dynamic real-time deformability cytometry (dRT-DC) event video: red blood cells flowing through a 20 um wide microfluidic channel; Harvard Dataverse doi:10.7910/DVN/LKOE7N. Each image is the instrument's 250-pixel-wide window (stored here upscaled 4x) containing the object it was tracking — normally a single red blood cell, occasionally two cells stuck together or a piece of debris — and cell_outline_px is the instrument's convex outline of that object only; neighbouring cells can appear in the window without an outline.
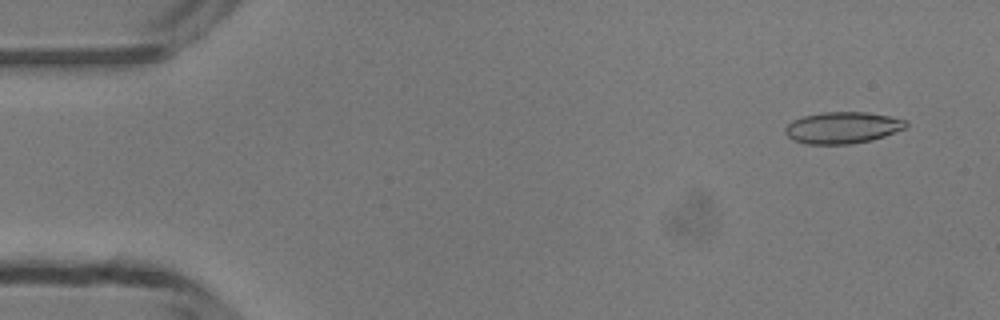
{"species": "common noctule bat (a hibernating species)", "species_latin": "Nyctalus noctula", "temperature_condition": "room temperature", "stored_images_in_passage": 19, "camera_frame_rate_fps": 3000, "um_per_image_px": 0.085, "animal": {"sex": "male", "body_mass_g": 13.3}, "frame": {"image": 1, "passage_image": 3, "time_ms": 0.667, "image_size_px": [1000, 320], "cell_outline_px": [[908, 124], [904, 128], [884, 136], [872, 140], [848, 144], [808, 144], [792, 140], [784, 132], [784, 128], [792, 120], [804, 116], [820, 112], [868, 112], [888, 116], [904, 120]], "centroid_in_image_um": [71.57, 10.85], "position_along_channel_um": 13.4, "area_um2": 22.14}}
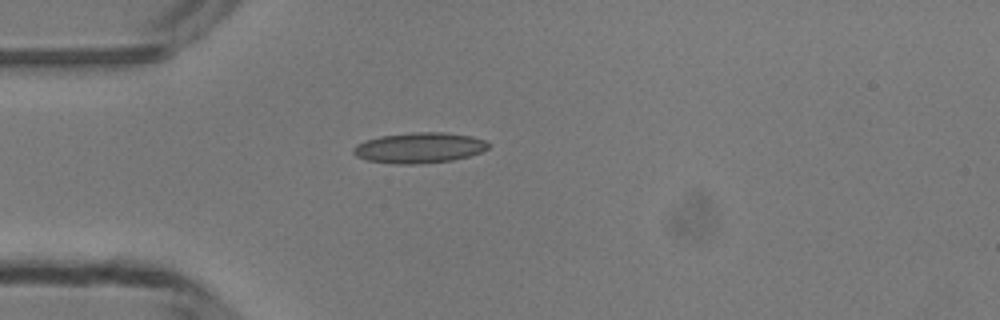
{"frame": {"image": 2, "passage_image": 13, "time_ms": 4.0, "image_size_px": [1000, 320], "cell_outline_px": [[488, 148], [480, 152], [468, 156], [452, 160], [416, 164], [392, 164], [368, 160], [356, 156], [352, 152], [352, 148], [356, 144], [380, 136], [412, 132], [444, 132], [472, 136], [484, 140], [488, 144]], "centroid_in_image_um": [35.61, 12.56], "position_along_channel_um": 49.4, "area_um2": 23.93}}
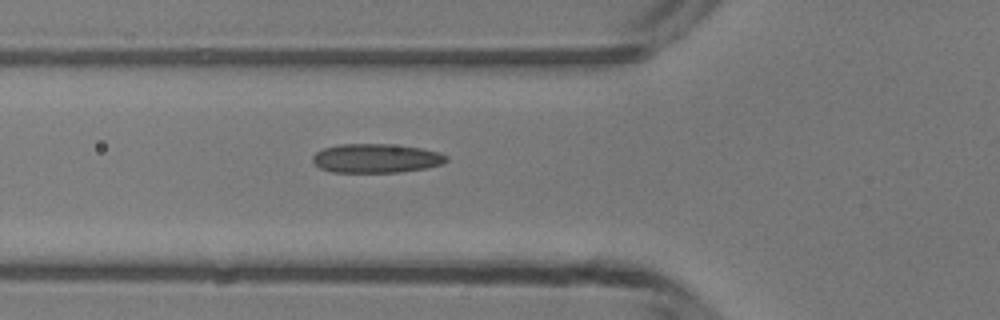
{"frame": {"image": 3, "passage_image": 17, "time_ms": 5.333, "image_size_px": [1000, 320], "cell_outline_px": [[448, 160], [440, 164], [428, 168], [400, 172], [332, 172], [320, 168], [312, 160], [312, 156], [316, 152], [324, 148], [340, 144], [388, 144], [420, 148], [440, 152], [448, 156]], "centroid_in_image_um": [31.98, 13.46], "position_along_channel_um": 93.8, "area_um2": 22.6}}